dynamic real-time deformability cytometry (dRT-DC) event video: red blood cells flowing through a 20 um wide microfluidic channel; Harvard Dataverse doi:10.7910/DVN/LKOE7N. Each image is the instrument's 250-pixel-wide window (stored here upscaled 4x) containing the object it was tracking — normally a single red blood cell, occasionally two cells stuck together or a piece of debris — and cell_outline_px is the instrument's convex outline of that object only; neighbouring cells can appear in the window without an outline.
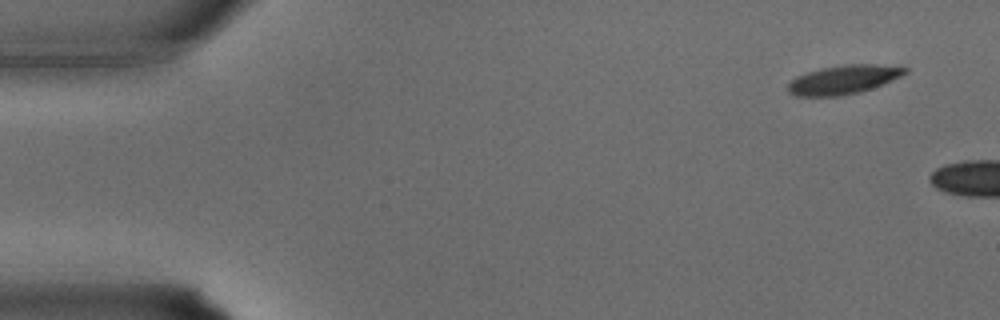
{"species": "common noctule bat (a hibernating species)", "species_latin": "Nyctalus noctula", "temperature_condition": "warm", "stored_images_in_passage": 4, "camera_frame_rate_fps": 3000, "um_per_image_px": 0.085, "animal": {"sex": "male", "body_mass_g": 15.6}, "frame": {"image": 1, "passage_image": 1, "time_ms": 0.0, "image_size_px": [1000, 320], "cell_outline_px": [[908, 72], [900, 76], [872, 88], [860, 92], [840, 96], [796, 96], [788, 92], [788, 84], [796, 76], [820, 68], [844, 64], [904, 64], [908, 68]], "centroid_in_image_um": [71.76, 6.74], "position_along_channel_um": 13.2, "area_um2": 20.0}}